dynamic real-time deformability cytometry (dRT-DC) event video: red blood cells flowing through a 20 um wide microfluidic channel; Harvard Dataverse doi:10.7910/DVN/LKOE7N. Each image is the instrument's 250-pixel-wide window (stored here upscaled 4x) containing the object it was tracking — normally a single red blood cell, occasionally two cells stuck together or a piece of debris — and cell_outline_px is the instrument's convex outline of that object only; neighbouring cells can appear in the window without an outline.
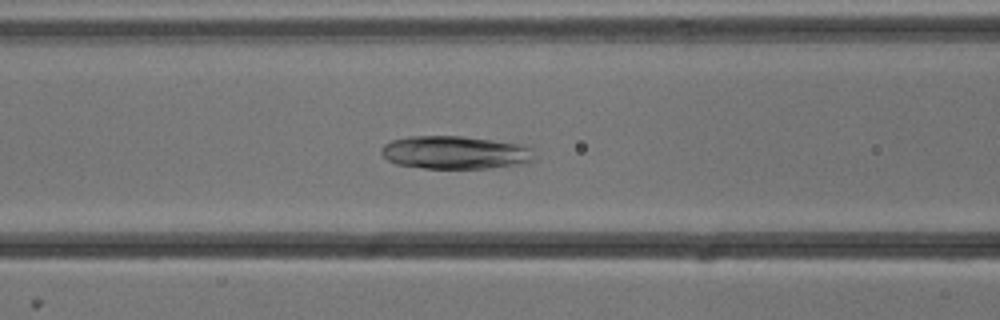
{"species": "common noctule bat (a hibernating species)", "species_latin": "Nyctalus noctula", "temperature_condition": "cold", "stored_images_in_passage": 46, "camera_frame_rate_fps": 3000, "um_per_image_px": 0.085, "animal": {"sex": "male", "body_mass_g": 13.3}, "frame": {"image": 1, "passage_image": 22, "time_ms": 7.0, "image_size_px": [1000, 320], "cell_outline_px": [[532, 160], [528, 164], [488, 168], [424, 168], [396, 164], [388, 160], [380, 152], [380, 148], [384, 144], [392, 140], [408, 136], [460, 136], [524, 144], [532, 148]], "centroid_in_image_um": [38.69, 12.96], "position_along_channel_um": 127.9, "area_um2": 29.65}}
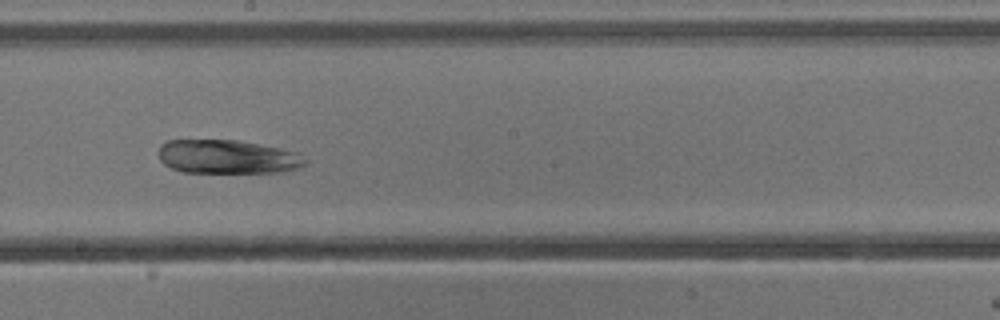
{"frame": {"image": 2, "passage_image": 30, "time_ms": 9.667, "image_size_px": [1000, 320], "cell_outline_px": [[308, 160], [300, 168], [284, 172], [184, 172], [172, 168], [164, 164], [160, 160], [160, 144], [168, 140], [236, 140], [280, 148], [296, 152]], "centroid_in_image_um": [19.35, 13.33], "position_along_channel_um": 228.8, "area_um2": 28.78}}
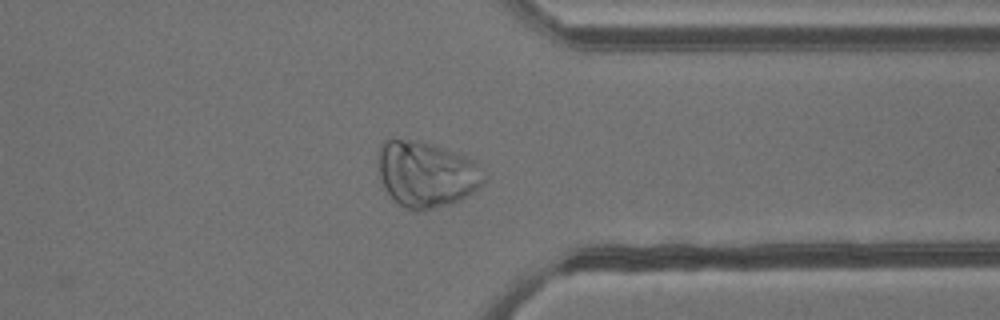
{"frame": {"image": 3, "passage_image": 42, "time_ms": 13.667, "image_size_px": [1000, 320], "cell_outline_px": [[488, 180], [484, 184], [460, 200], [452, 204], [424, 212], [420, 212], [404, 208], [384, 188], [380, 180], [376, 160], [376, 156], [380, 144], [388, 136], [416, 140], [464, 156], [480, 164], [484, 168], [488, 176]], "centroid_in_image_um": [36.22, 14.8], "position_along_channel_um": 375.2, "area_um2": 41.62}}